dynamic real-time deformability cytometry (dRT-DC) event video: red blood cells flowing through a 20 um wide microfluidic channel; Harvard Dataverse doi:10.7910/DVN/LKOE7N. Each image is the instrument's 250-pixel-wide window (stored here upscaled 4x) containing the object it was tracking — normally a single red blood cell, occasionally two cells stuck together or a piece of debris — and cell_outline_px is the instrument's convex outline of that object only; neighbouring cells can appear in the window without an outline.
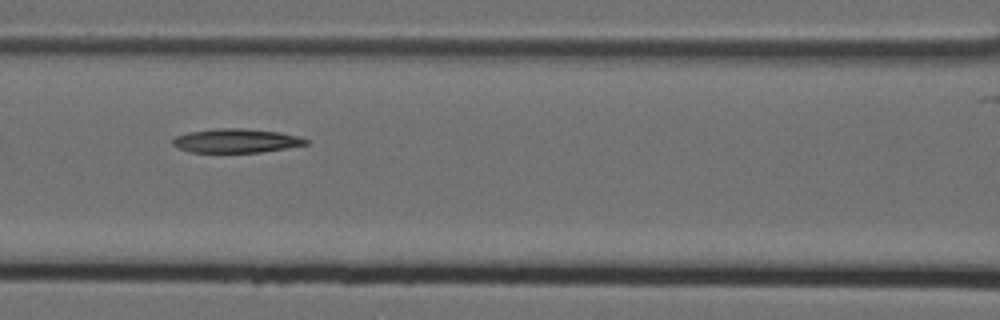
{"species": "Egyptian fruit bat (a non-hibernating species)", "species_latin": "Rousettus aegyptiacus", "temperature_condition": "cold", "stored_images_in_passage": 10, "camera_frame_rate_fps": 3000, "um_per_image_px": 0.085, "animal": {"sex": "female"}, "frame": {"image": 1, "passage_image": 6, "time_ms": 1.667, "image_size_px": [1000, 320], "cell_outline_px": [[308, 144], [288, 148], [260, 152], [188, 152], [176, 148], [172, 144], [172, 140], [176, 136], [188, 132], [216, 128], [244, 128], [280, 132], [300, 136], [308, 140]], "centroid_in_image_um": [20.06, 11.96], "position_along_channel_um": 146.5, "area_um2": 18.79}}
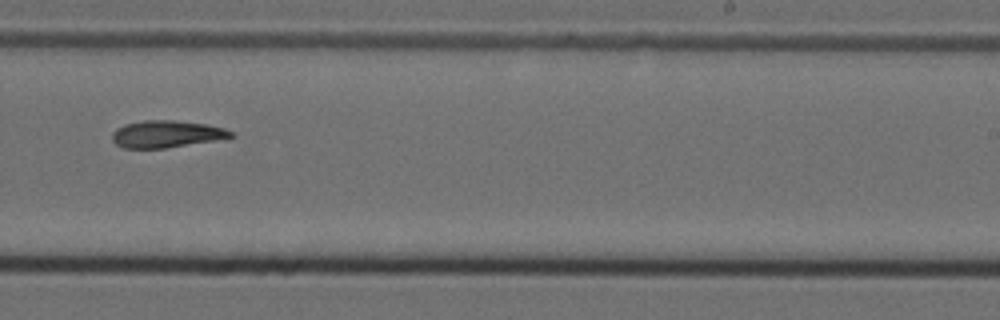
{"frame": {"image": 2, "passage_image": 9, "time_ms": 2.667, "image_size_px": [1000, 320], "cell_outline_px": [[236, 136], [224, 140], [164, 148], [124, 148], [116, 144], [112, 140], [112, 132], [116, 128], [124, 124], [144, 120], [172, 120], [204, 124], [224, 128], [232, 132]], "centroid_in_image_um": [14.18, 11.4], "position_along_channel_um": 274.8, "area_um2": 18.96}}
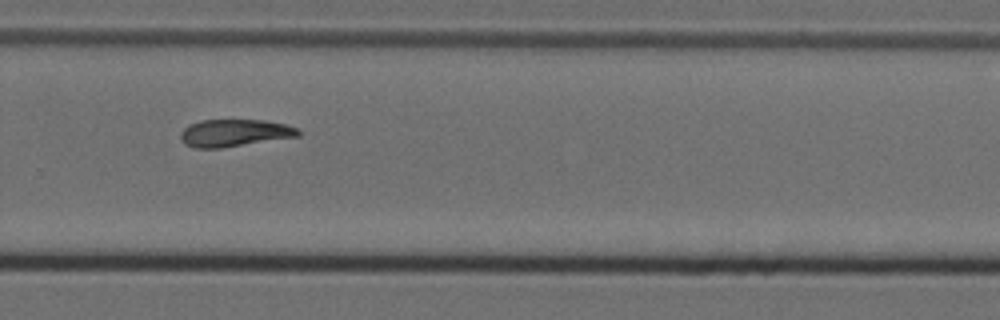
{"frame": {"image": 3, "passage_image": 10, "time_ms": 3.0, "image_size_px": [1000, 320], "cell_outline_px": [[300, 136], [220, 148], [196, 148], [184, 144], [180, 140], [180, 132], [188, 124], [200, 120], [264, 120], [284, 124], [300, 128]], "centroid_in_image_um": [19.91, 11.3], "position_along_channel_um": 309.9, "area_um2": 18.84}}